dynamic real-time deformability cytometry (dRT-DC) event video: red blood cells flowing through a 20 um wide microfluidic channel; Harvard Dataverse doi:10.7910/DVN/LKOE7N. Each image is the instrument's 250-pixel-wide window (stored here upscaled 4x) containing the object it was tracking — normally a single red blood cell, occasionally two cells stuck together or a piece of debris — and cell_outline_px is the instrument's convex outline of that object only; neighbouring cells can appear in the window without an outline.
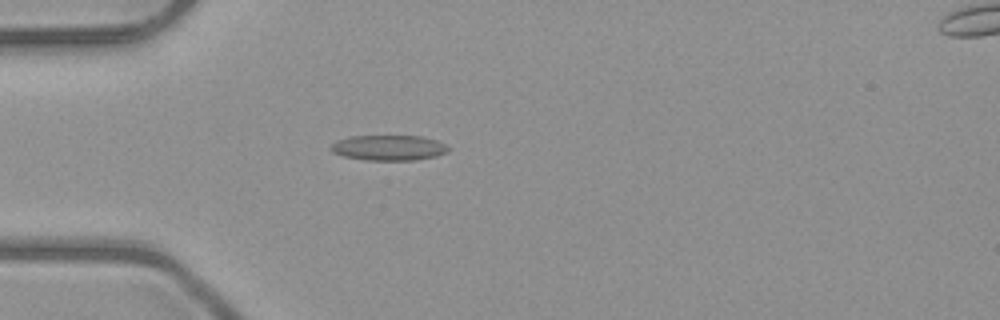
{"species": "common noctule bat (a hibernating species)", "species_latin": "Nyctalus noctula", "temperature_condition": "room temperature", "stored_images_in_passage": 37, "camera_frame_rate_fps": 3000, "um_per_image_px": 0.085, "animal": {"sex": "male", "body_mass_g": 23.1, "forearm_length_mm": 52.7}, "frame": {"image": 1, "passage_image": 1, "time_ms": 0.0, "image_size_px": [1000, 320], "cell_outline_px": [[452, 148], [448, 152], [436, 156], [416, 160], [368, 160], [344, 156], [332, 152], [332, 144], [336, 140], [352, 136], [420, 136], [436, 140]], "centroid_in_image_um": [33.08, 12.56], "position_along_channel_um": 51.9, "area_um2": 17.28}}
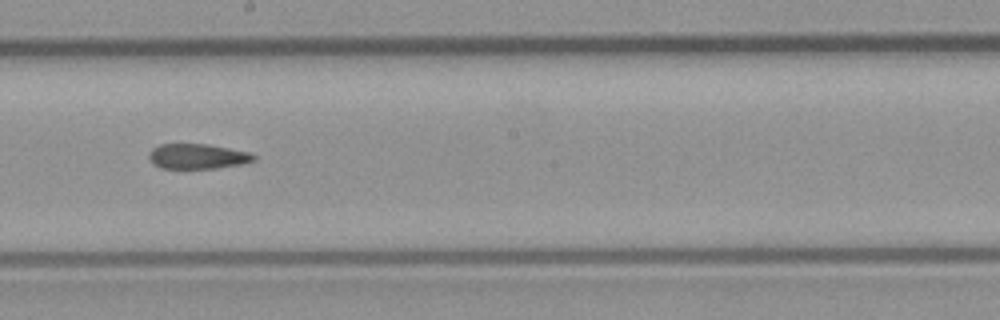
{"frame": {"image": 2, "passage_image": 15, "time_ms": 4.667, "image_size_px": [1000, 320], "cell_outline_px": [[256, 160], [244, 164], [216, 168], [160, 168], [152, 164], [148, 156], [148, 152], [152, 148], [160, 144], [208, 144], [248, 152], [256, 156]], "centroid_in_image_um": [16.77, 13.29], "position_along_channel_um": 231.4, "area_um2": 15.43}}
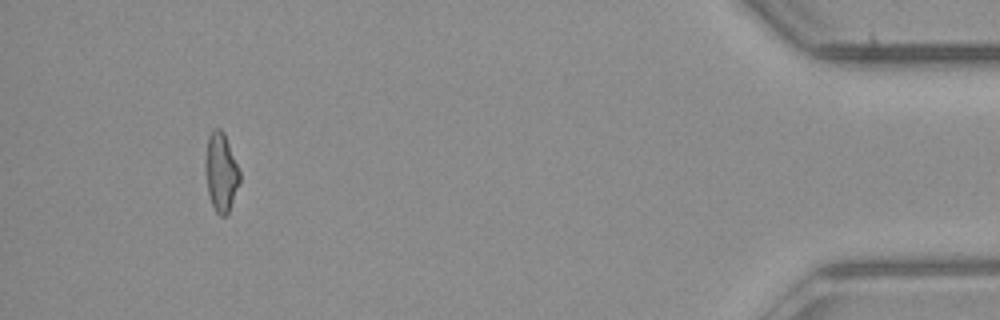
{"frame": {"image": 3, "passage_image": 34, "time_ms": 11.0, "image_size_px": [1000, 320], "cell_outline_px": [[240, 180], [228, 212], [224, 216], [220, 216], [216, 212], [212, 204], [208, 192], [204, 168], [204, 164], [208, 136], [216, 128], [220, 128], [224, 132], [240, 172]], "centroid_in_image_um": [18.76, 14.62], "position_along_channel_um": 416.4, "area_um2": 15.55}, "authors_computed_cell_mechanics": {"area_um2": 16.0106, "velocity_mm_per_s": 4.045, "shape_relaxation_time_tau1_ms": null, "shape_relaxation_time_tau2_ms": 5.0724, "deformation_change_tau1": null, "deformation_change_tau2": 0.1409}}